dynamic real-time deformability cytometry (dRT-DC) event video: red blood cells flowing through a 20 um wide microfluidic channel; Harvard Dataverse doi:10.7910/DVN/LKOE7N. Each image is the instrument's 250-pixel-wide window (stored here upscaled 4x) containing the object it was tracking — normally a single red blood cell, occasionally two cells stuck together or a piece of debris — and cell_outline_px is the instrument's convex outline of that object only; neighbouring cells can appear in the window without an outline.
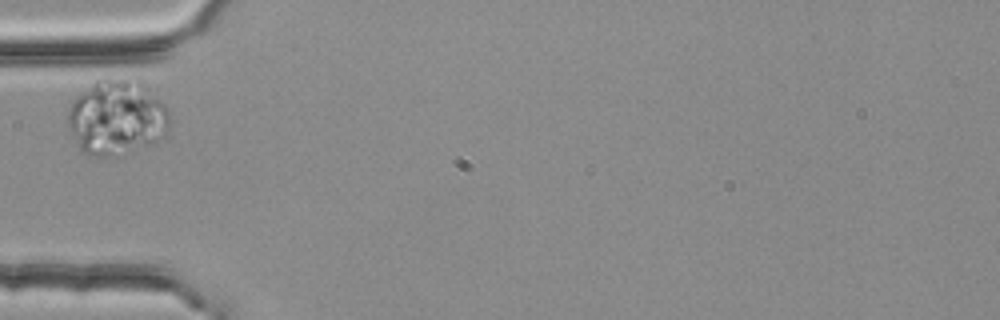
{"species": "common noctule bat (a hibernating species)", "species_latin": "Nyctalus noctula", "temperature_condition": "room temperature", "stored_images_in_passage": 2, "camera_frame_rate_fps": 3000, "um_per_image_px": 0.085, "animal": {"sex": "female", "body_mass_g": 25.1}, "frame": {"image": 1, "passage_image": 1, "time_ms": 0.0, "image_size_px": [1000, 320], "cell_outline_px": [[168, 124], [164, 136], [148, 144], [116, 156], [96, 156], [84, 152], [80, 148], [68, 124], [68, 112], [72, 100], [76, 96], [96, 80], [104, 76], [108, 76], [140, 80], [168, 108]], "centroid_in_image_um": [9.91, 9.93], "position_along_channel_um": 75.1, "area_um2": 44.27}}
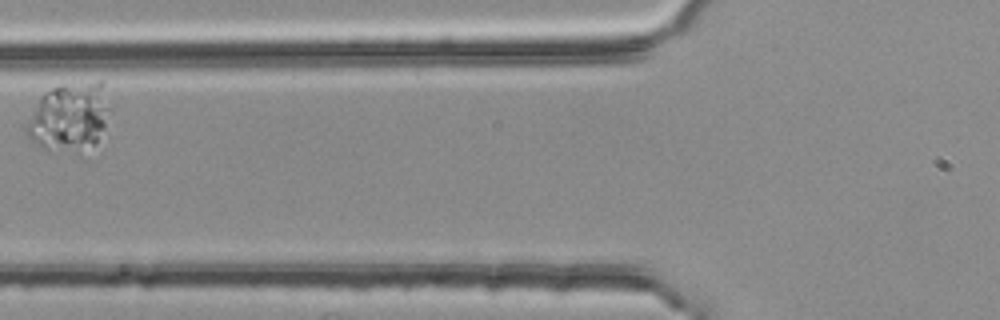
{"frame": {"image": 2, "passage_image": 2, "time_ms": 0.333, "image_size_px": [1000, 320], "cell_outline_px": [[112, 108], [96, 140], [92, 144], [44, 148], [32, 140], [28, 136], [24, 128], [40, 96], [44, 92], [52, 88], [96, 80], [104, 80]], "centroid_in_image_um": [5.93, 9.78], "position_along_channel_um": 119.9, "area_um2": 31.73}}